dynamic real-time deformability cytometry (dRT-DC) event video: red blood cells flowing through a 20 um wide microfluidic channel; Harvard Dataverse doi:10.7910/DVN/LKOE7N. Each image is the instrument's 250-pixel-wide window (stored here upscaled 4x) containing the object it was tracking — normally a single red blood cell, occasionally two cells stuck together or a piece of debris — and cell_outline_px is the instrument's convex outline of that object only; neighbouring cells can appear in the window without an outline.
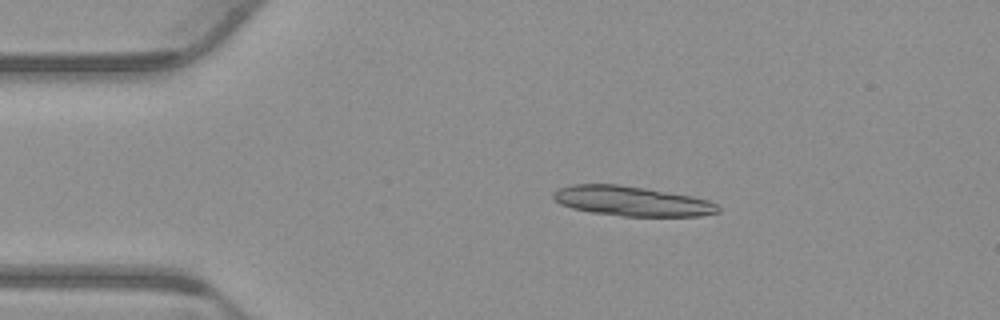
{"species": "common noctule bat (a hibernating species)", "species_latin": "Nyctalus noctula", "temperature_condition": "warm", "stored_images_in_passage": 53, "segment_of_instrument_passage": [1, 2], "camera_frame_rate_fps": 3000, "um_per_image_px": 0.085, "animal": {"sex": "male", "body_mass_g": 23.1, "forearm_length_mm": 52.7}, "frame": {"image": 1, "passage_image": 10, "time_ms": 3.0, "image_size_px": [1000, 320], "cell_outline_px": [[720, 212], [700, 216], [620, 216], [592, 212], [572, 208], [560, 204], [552, 196], [552, 192], [556, 188], [572, 184], [616, 184], [648, 188], [692, 196], [708, 200], [716, 204], [720, 208]], "centroid_in_image_um": [53.69, 17.09], "position_along_channel_um": 31.3, "area_um2": 28.78}}